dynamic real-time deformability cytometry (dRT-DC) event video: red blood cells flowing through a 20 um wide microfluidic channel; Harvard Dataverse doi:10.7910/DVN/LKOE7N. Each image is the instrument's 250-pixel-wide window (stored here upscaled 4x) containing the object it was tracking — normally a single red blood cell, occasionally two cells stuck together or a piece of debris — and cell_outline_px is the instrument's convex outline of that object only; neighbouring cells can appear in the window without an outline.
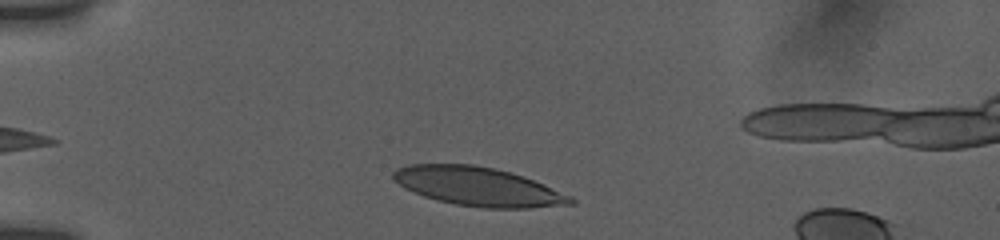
{"species": "human", "species_latin": "Homo sapiens", "temperature_condition": "room temperature", "stored_images_in_passage": 26, "camera_frame_rate_fps": 3000, "um_per_image_px": 0.085, "donor": {"sex": "female"}, "frame": {"image": 1, "passage_image": 2, "time_ms": 0.667, "image_size_px": [1000, 240], "cell_outline_px": [[576, 204], [528, 208], [484, 208], [456, 204], [436, 200], [412, 192], [404, 188], [392, 180], [392, 172], [396, 168], [408, 164], [472, 164], [496, 168], [512, 172], [524, 176], [544, 184], [572, 196], [576, 200]], "centroid_in_image_um": [40.63, 15.85], "position_along_channel_um": 44.4, "area_um2": 40.52}}
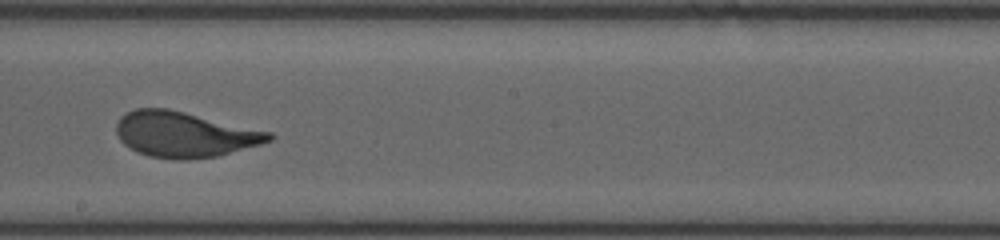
{"frame": {"image": 2, "passage_image": 16, "time_ms": 6.667, "image_size_px": [1000, 240], "cell_outline_px": [[276, 136], [272, 140], [260, 144], [216, 156], [184, 160], [176, 160], [148, 156], [136, 152], [128, 148], [120, 140], [116, 132], [116, 124], [120, 116], [136, 108], [168, 108], [272, 132]], "centroid_in_image_um": [15.65, 11.43], "position_along_channel_um": 232.5, "area_um2": 40.58}}
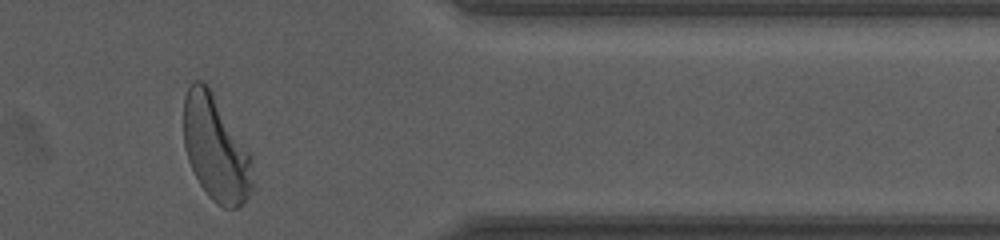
{"frame": {"image": 3, "passage_image": 25, "time_ms": 11.333, "image_size_px": [1000, 240], "cell_outline_px": [[252, 188], [244, 204], [236, 208], [224, 208], [216, 204], [208, 196], [200, 184], [188, 160], [184, 148], [184, 96], [192, 80], [204, 80], [252, 156]], "centroid_in_image_um": [18.32, 12.64], "position_along_channel_um": 393.1, "area_um2": 42.14}, "authors_computed_cell_mechanics": {"area_um2": 40.4022, "velocity_mm_per_s": 3.7514, "shape_relaxation_time_tau1_ms": 2.9923, "shape_relaxation_time_tau2_ms": null, "deformation_change_tau1": 0.1693, "deformation_change_tau2": null}}